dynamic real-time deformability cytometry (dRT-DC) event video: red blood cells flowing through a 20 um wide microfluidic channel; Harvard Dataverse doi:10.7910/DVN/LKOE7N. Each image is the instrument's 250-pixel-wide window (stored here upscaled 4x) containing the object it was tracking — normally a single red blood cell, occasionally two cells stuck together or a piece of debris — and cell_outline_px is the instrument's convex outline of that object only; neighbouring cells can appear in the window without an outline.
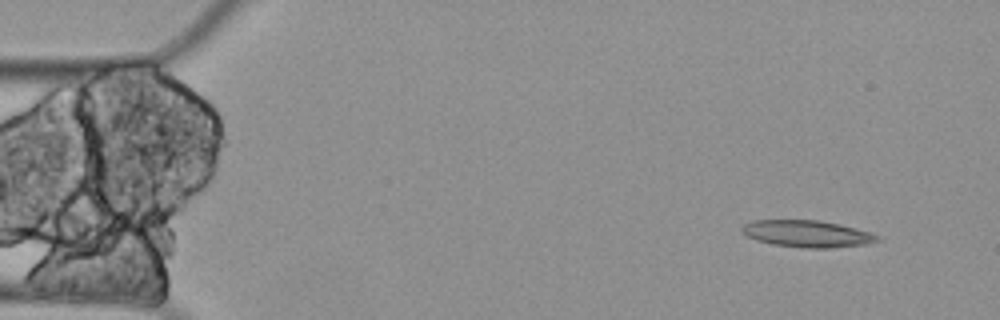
{"species": "Egyptian fruit bat (a non-hibernating species)", "species_latin": "Rousettus aegyptiacus", "temperature_condition": "cold", "stored_images_in_passage": 4, "camera_frame_rate_fps": 3000, "um_per_image_px": 0.085, "animal": {"sex": "female"}, "frame": {"image": 1, "passage_image": 1, "time_ms": 0.0, "image_size_px": [1000, 320], "cell_outline_px": [[880, 240], [864, 244], [832, 248], [804, 248], [772, 244], [756, 240], [748, 236], [740, 228], [744, 224], [756, 220], [820, 220], [840, 224], [868, 232], [880, 236]], "centroid_in_image_um": [68.6, 19.87], "position_along_channel_um": 16.4, "area_um2": 21.04}}